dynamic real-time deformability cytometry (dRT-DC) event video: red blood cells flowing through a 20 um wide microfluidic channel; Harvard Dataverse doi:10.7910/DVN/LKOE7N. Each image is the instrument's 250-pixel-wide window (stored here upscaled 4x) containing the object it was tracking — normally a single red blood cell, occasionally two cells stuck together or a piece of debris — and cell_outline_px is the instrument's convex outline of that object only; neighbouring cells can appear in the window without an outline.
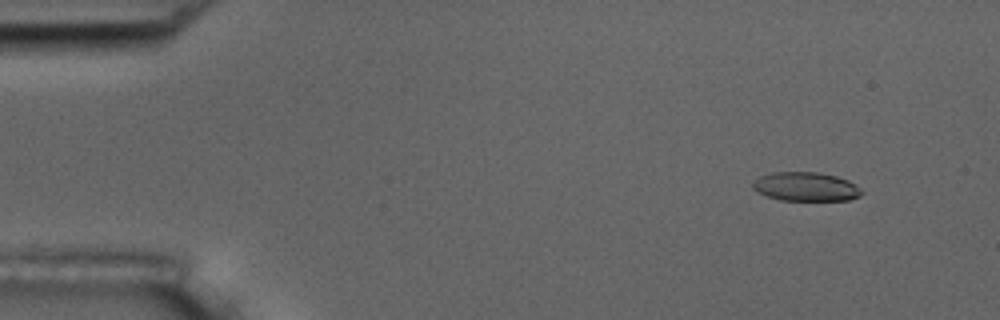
{"species": "common noctule bat (a hibernating species)", "species_latin": "Nyctalus noctula", "temperature_condition": "room temperature", "stored_images_in_passage": 5, "camera_frame_rate_fps": 3000, "um_per_image_px": 0.085, "animal": {"sex": "male", "body_mass_g": 17.5, "forearm_length_mm": 52.3}, "frame": {"image": 1, "passage_image": 2, "time_ms": 1.333, "image_size_px": [1000, 320], "cell_outline_px": [[864, 192], [860, 196], [848, 200], [780, 200], [756, 192], [752, 188], [752, 180], [760, 176], [772, 172], [816, 172], [836, 176], [848, 180], [860, 188]], "centroid_in_image_um": [68.47, 15.86], "position_along_channel_um": 16.5, "area_um2": 18.44}}
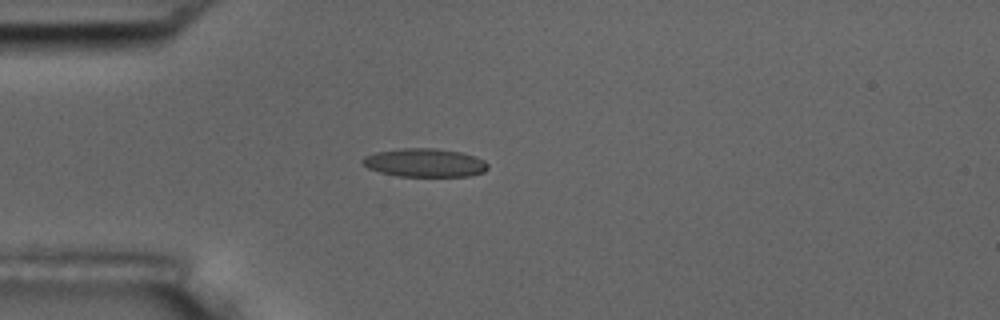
{"frame": {"image": 2, "passage_image": 5, "time_ms": 4.667, "image_size_px": [1000, 320], "cell_outline_px": [[488, 168], [484, 172], [472, 176], [396, 176], [380, 172], [368, 168], [360, 160], [364, 156], [376, 152], [400, 148], [436, 148], [460, 152], [476, 156], [484, 160], [488, 164]], "centroid_in_image_um": [36.12, 13.83], "position_along_channel_um": 48.9, "area_um2": 20.92}}